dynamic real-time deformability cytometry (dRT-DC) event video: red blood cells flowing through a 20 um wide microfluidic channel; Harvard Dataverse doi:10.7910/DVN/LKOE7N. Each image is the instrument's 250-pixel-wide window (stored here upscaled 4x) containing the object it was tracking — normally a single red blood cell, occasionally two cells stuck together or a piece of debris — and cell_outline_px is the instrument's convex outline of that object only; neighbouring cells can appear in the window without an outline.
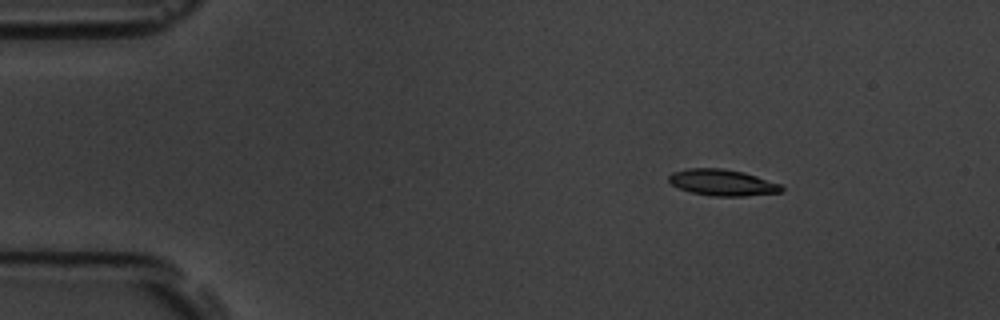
{"species": "common noctule bat (a hibernating species)", "species_latin": "Nyctalus noctula", "temperature_condition": "room temperature", "stored_images_in_passage": 4, "camera_frame_rate_fps": 3000, "um_per_image_px": 0.085, "animal": {"sex": "male", "body_mass_g": 19.5, "forearm_length_mm": 54.6}, "frame": {"image": 1, "passage_image": 2, "time_ms": 1.333, "image_size_px": [1000, 320], "cell_outline_px": [[784, 188], [780, 192], [744, 196], [712, 196], [692, 192], [680, 188], [672, 184], [668, 180], [668, 176], [672, 172], [688, 168], [720, 168], [744, 172], [780, 184]], "centroid_in_image_um": [61.38, 15.51], "position_along_channel_um": 23.6, "area_um2": 17.11}}
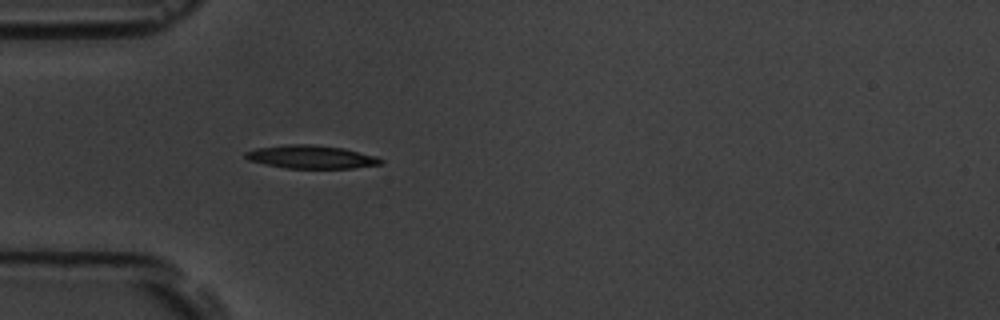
{"frame": {"image": 2, "passage_image": 4, "time_ms": 4.333, "image_size_px": [1000, 320], "cell_outline_px": [[384, 164], [352, 168], [284, 168], [248, 160], [244, 156], [244, 152], [256, 148], [288, 144], [312, 144], [344, 148], [376, 156], [384, 160]], "centroid_in_image_um": [26.47, 13.33], "position_along_channel_um": 58.5, "area_um2": 18.38}}